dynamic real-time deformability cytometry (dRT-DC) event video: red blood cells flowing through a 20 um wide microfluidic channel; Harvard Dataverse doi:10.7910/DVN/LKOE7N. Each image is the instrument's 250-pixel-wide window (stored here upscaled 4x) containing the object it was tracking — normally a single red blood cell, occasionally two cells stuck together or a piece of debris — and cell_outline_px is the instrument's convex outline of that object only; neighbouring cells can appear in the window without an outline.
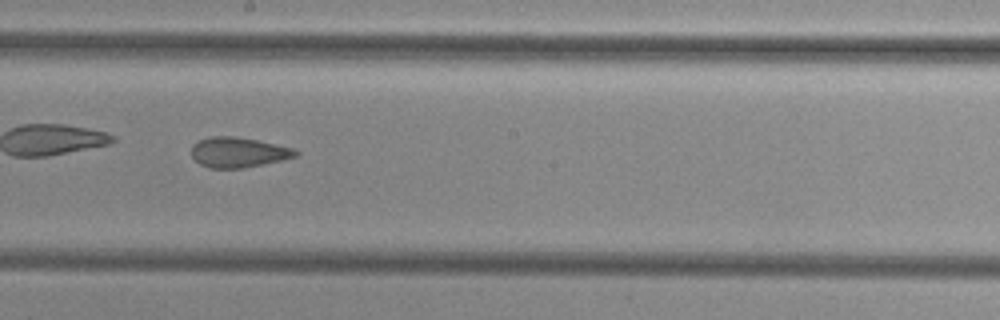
{"species": "common noctule bat (a hibernating species)", "species_latin": "Nyctalus noctula", "temperature_condition": "cold", "stored_images_in_passage": 52, "camera_frame_rate_fps": 3000, "um_per_image_px": 0.085, "animal": {"sex": "female", "body_mass_g": 29.2, "forearm_length_mm": 56.3}, "frame": {"image": 1, "passage_image": 30, "time_ms": 9.667, "image_size_px": [1000, 320], "cell_outline_px": [[300, 152], [296, 156], [284, 160], [244, 168], [208, 168], [200, 164], [192, 156], [192, 144], [200, 140], [212, 136], [236, 136], [256, 140], [292, 148]], "centroid_in_image_um": [20.25, 12.95], "position_along_channel_um": 227.9, "area_um2": 18.26}}